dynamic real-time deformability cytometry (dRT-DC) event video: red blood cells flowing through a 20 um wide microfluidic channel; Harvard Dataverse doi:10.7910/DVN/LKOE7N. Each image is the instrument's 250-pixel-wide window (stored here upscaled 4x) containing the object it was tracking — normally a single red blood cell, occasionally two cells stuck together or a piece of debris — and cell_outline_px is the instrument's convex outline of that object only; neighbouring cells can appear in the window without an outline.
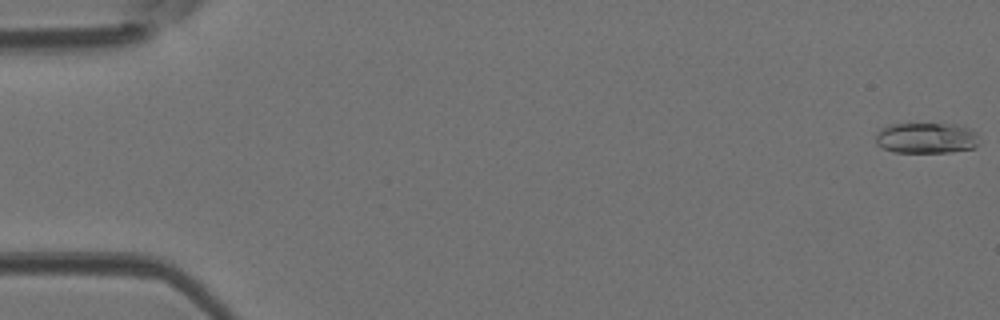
{"species": "Egyptian fruit bat (a non-hibernating species)", "species_latin": "Rousettus aegyptiacus", "temperature_condition": "room temperature", "stored_images_in_passage": 46, "camera_frame_rate_fps": 3000, "um_per_image_px": 0.085, "animal": {"sex": "female"}, "frame": {"image": 1, "passage_image": 1, "time_ms": 0.0, "image_size_px": [1000, 320], "cell_outline_px": [[976, 144], [972, 148], [952, 152], [892, 152], [876, 144], [876, 132], [880, 128], [888, 124], [956, 124], [972, 128], [976, 132]], "centroid_in_image_um": [78.69, 11.72], "position_along_channel_um": 6.3, "area_um2": 18.61}}
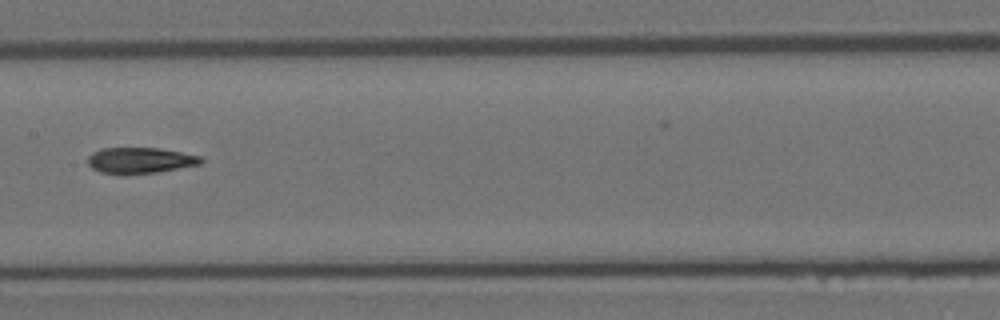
{"frame": {"image": 2, "passage_image": 24, "time_ms": 7.667, "image_size_px": [1000, 320], "cell_outline_px": [[204, 160], [200, 164], [156, 172], [120, 176], [100, 172], [92, 168], [88, 164], [88, 156], [92, 152], [100, 148], [160, 148], [200, 156]], "centroid_in_image_um": [11.85, 13.65], "position_along_channel_um": 195.6, "area_um2": 17.34}}
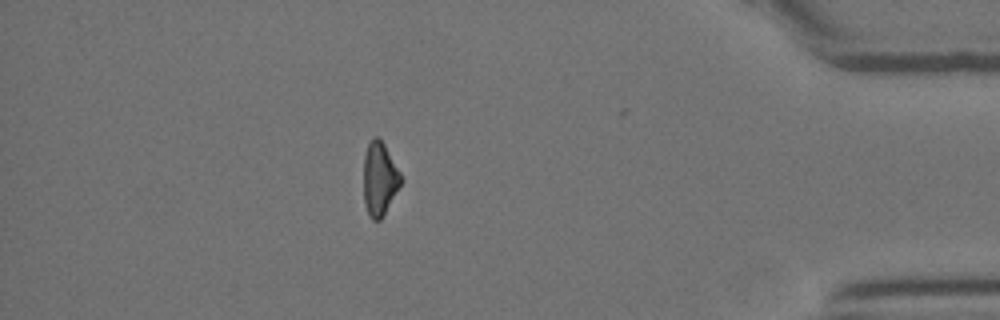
{"frame": {"image": 3, "passage_image": 41, "time_ms": 13.333, "image_size_px": [1000, 320], "cell_outline_px": [[404, 180], [380, 220], [372, 220], [364, 204], [364, 156], [368, 144], [372, 136], [376, 136], [384, 144], [400, 172]], "centroid_in_image_um": [32.27, 15.19], "position_along_channel_um": 402.9, "area_um2": 15.9}}